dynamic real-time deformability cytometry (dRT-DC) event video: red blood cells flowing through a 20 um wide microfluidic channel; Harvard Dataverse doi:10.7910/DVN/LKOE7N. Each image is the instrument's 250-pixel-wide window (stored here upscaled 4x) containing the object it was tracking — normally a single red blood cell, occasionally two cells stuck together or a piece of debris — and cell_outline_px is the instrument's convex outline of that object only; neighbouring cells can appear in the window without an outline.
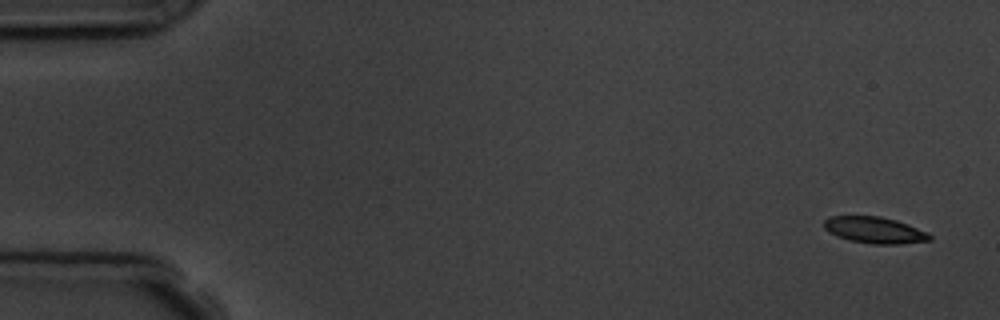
{"species": "common noctule bat (a hibernating species)", "species_latin": "Nyctalus noctula", "temperature_condition": "room temperature", "stored_images_in_passage": 10, "camera_frame_rate_fps": 3000, "um_per_image_px": 0.085, "animal": {"sex": "male", "body_mass_g": 19.5, "forearm_length_mm": 54.6}, "frame": {"image": 1, "passage_image": 1, "time_ms": 0.0, "image_size_px": [1000, 320], "cell_outline_px": [[932, 240], [896, 244], [872, 244], [848, 240], [836, 236], [828, 232], [824, 228], [824, 220], [828, 216], [880, 216], [896, 220], [908, 224], [928, 232], [932, 236]], "centroid_in_image_um": [74.33, 19.55], "position_along_channel_um": 10.7, "area_um2": 16.42}}
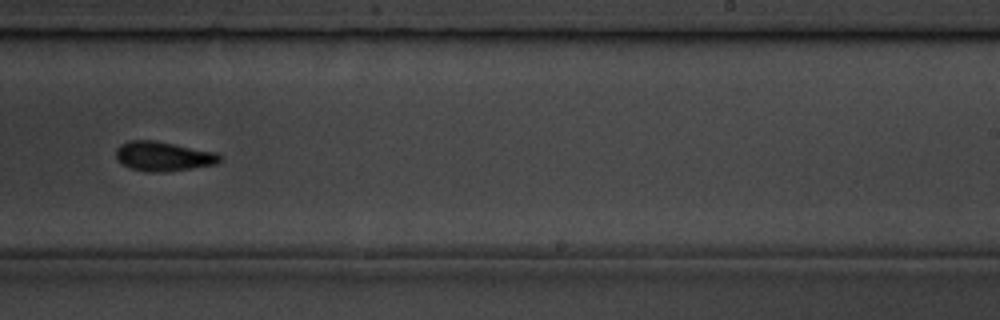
{"frame": {"image": 2, "passage_image": 10, "time_ms": 10.333, "image_size_px": [1000, 320], "cell_outline_px": [[224, 160], [216, 164], [192, 168], [160, 172], [148, 172], [128, 168], [116, 156], [116, 148], [120, 144], [128, 140], [152, 140], [216, 152]], "centroid_in_image_um": [13.88, 13.28], "position_along_channel_um": 275.1, "area_um2": 17.74}}